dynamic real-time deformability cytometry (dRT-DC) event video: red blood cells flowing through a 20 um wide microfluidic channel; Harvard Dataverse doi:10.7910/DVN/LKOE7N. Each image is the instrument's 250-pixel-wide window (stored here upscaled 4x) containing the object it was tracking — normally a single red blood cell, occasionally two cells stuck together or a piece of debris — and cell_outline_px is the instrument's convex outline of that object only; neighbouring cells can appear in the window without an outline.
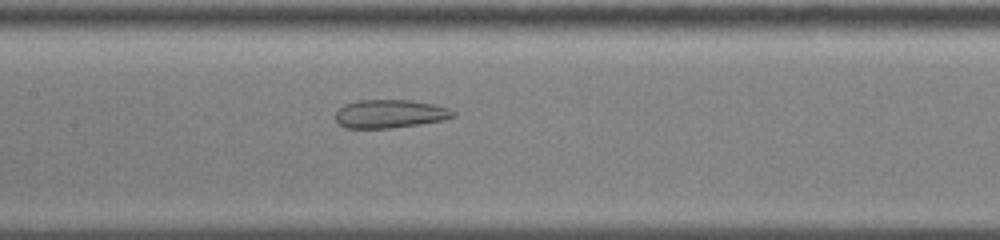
{"species": "common noctule bat (a hibernating species)", "species_latin": "Nyctalus noctula", "temperature_condition": "cold", "stored_images_in_passage": 58, "camera_frame_rate_fps": 3000, "um_per_image_px": 0.085, "animal": {"sex": "male", "body_mass_g": 13.0, "forearm_length_mm": 53.1}, "frame": {"image": 1, "passage_image": 30, "time_ms": 9.667, "image_size_px": [1000, 240], "cell_outline_px": [[456, 116], [444, 120], [420, 124], [388, 128], [344, 128], [336, 124], [336, 112], [344, 104], [356, 100], [412, 100], [432, 104], [448, 108], [456, 112]], "centroid_in_image_um": [33.13, 9.68], "position_along_channel_um": 174.3, "area_um2": 19.59}}
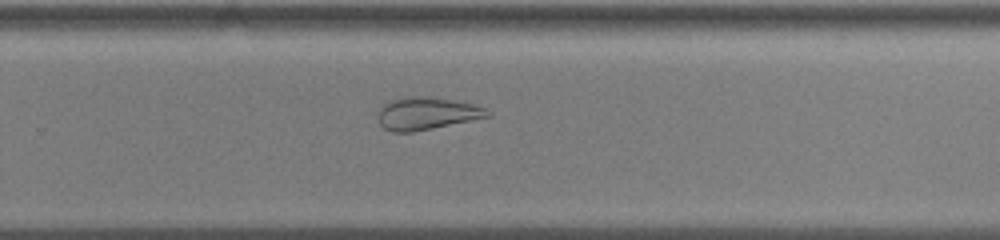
{"frame": {"image": 2, "passage_image": 40, "time_ms": 13.0, "image_size_px": [1000, 240], "cell_outline_px": [[492, 116], [412, 132], [392, 132], [384, 128], [380, 124], [376, 112], [380, 104], [392, 100], [412, 96], [420, 96], [448, 100], [472, 104], [484, 108], [492, 112]], "centroid_in_image_um": [36.21, 9.66], "position_along_channel_um": 293.6, "area_um2": 20.58}}
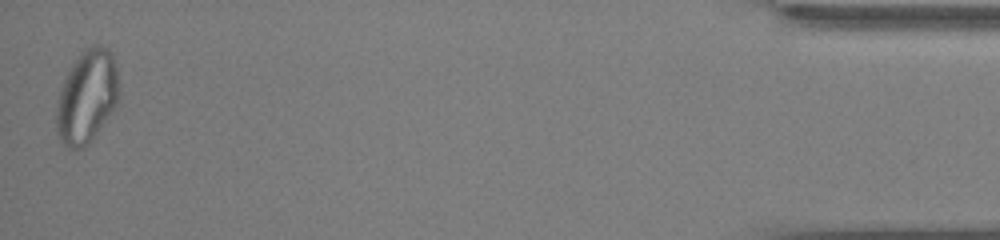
{"frame": {"image": 3, "passage_image": 58, "time_ms": 19.0, "image_size_px": [1000, 240], "cell_outline_px": [[120, 100], [88, 144], [80, 148], [64, 148], [56, 132], [56, 108], [60, 92], [64, 80], [72, 64], [84, 48], [92, 44], [100, 44], [108, 48], [112, 52], [116, 68], [120, 92]], "centroid_in_image_um": [7.4, 8.2], "position_along_channel_um": 427.8, "area_um2": 34.1}, "authors_computed_cell_mechanics": {"area_um2": 29.0734, "velocity_mm_per_s": 3.588, "shape_relaxation_time_tau1_ms": null, "shape_relaxation_time_tau2_ms": 1.5205, "deformation_change_tau1": null, "deformation_change_tau2": 0.0695}}